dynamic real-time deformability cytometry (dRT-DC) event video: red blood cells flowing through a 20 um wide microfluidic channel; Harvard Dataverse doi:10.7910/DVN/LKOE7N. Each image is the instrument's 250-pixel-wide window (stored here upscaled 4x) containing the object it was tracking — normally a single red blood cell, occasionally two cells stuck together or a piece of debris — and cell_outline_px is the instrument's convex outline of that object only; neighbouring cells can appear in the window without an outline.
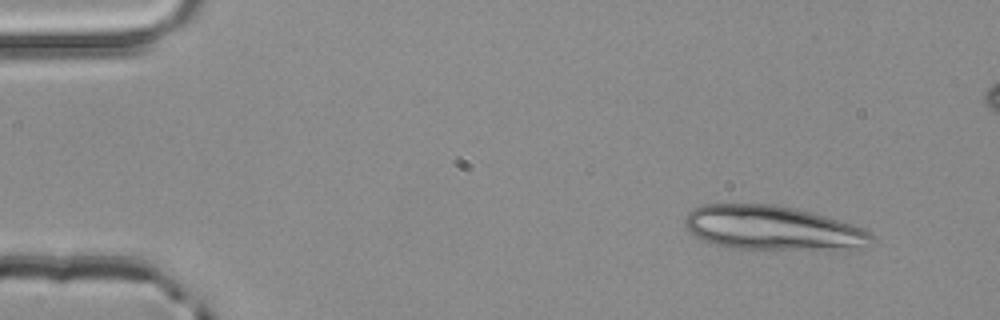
{"species": "common noctule bat (a hibernating species)", "species_latin": "Nyctalus noctula", "temperature_condition": "room temperature", "stored_images_in_passage": 3, "camera_frame_rate_fps": 3000, "um_per_image_px": 0.085, "animal": {"sex": "male", "body_mass_g": 20.4}, "frame": {"image": 1, "passage_image": 1, "time_ms": 0.0, "image_size_px": [1000, 320], "cell_outline_px": [[876, 236], [872, 240], [856, 252], [836, 252], [728, 248], [712, 244], [696, 236], [684, 224], [684, 216], [692, 208], [704, 204], [772, 204], [796, 208], [812, 212], [840, 220], [864, 228], [872, 232]], "centroid_in_image_um": [65.8, 19.43], "position_along_channel_um": 19.2, "area_um2": 50.0}}